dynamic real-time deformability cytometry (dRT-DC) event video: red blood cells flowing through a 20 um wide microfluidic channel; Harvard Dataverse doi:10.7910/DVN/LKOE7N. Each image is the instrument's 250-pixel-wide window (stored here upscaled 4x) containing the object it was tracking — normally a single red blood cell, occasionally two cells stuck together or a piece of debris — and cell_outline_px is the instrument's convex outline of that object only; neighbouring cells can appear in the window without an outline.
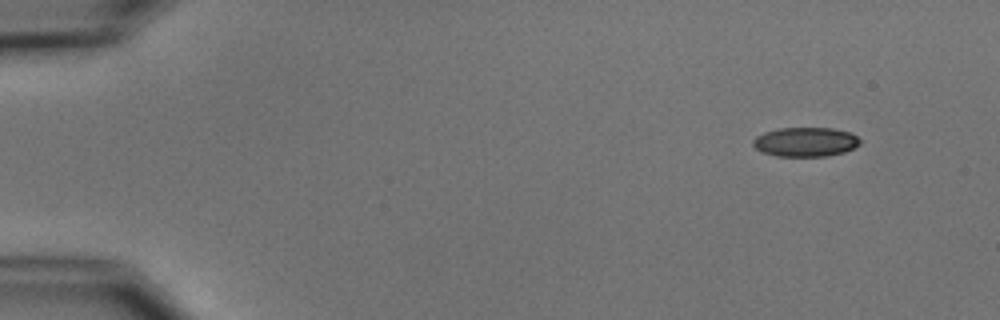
{"species": "common noctule bat (a hibernating species)", "species_latin": "Nyctalus noctula", "temperature_condition": "cold", "stored_images_in_passage": 5, "camera_frame_rate_fps": 3000, "um_per_image_px": 0.085, "animal": {"sex": "male", "body_mass_g": 15.6}, "frame": {"image": 1, "passage_image": 1, "time_ms": 0.0, "image_size_px": [1000, 320], "cell_outline_px": [[860, 144], [844, 152], [828, 156], [776, 156], [764, 152], [756, 148], [752, 144], [752, 140], [756, 136], [764, 132], [780, 128], [832, 128], [852, 132], [860, 140]], "centroid_in_image_um": [68.47, 12.06], "position_along_channel_um": 16.5, "area_um2": 18.26}}
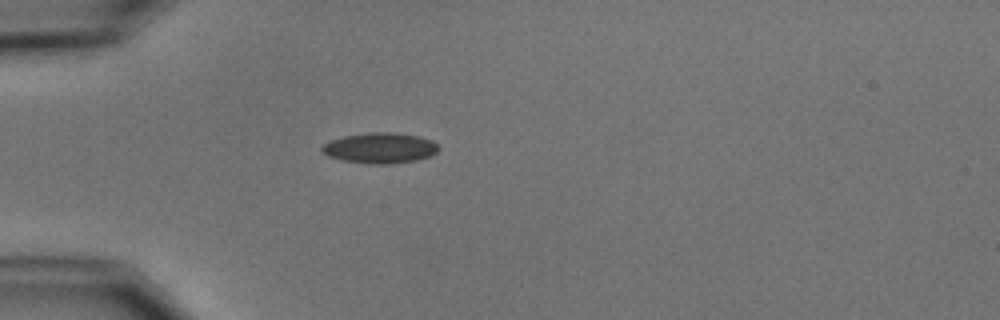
{"frame": {"image": 2, "passage_image": 4, "time_ms": 3.667, "image_size_px": [1000, 320], "cell_outline_px": [[440, 148], [436, 152], [428, 156], [416, 160], [392, 164], [368, 164], [340, 160], [328, 156], [320, 152], [320, 148], [324, 144], [332, 140], [344, 136], [368, 132], [396, 132], [420, 136], [432, 140]], "centroid_in_image_um": [32.28, 12.58], "position_along_channel_um": 52.7, "area_um2": 20.98}}